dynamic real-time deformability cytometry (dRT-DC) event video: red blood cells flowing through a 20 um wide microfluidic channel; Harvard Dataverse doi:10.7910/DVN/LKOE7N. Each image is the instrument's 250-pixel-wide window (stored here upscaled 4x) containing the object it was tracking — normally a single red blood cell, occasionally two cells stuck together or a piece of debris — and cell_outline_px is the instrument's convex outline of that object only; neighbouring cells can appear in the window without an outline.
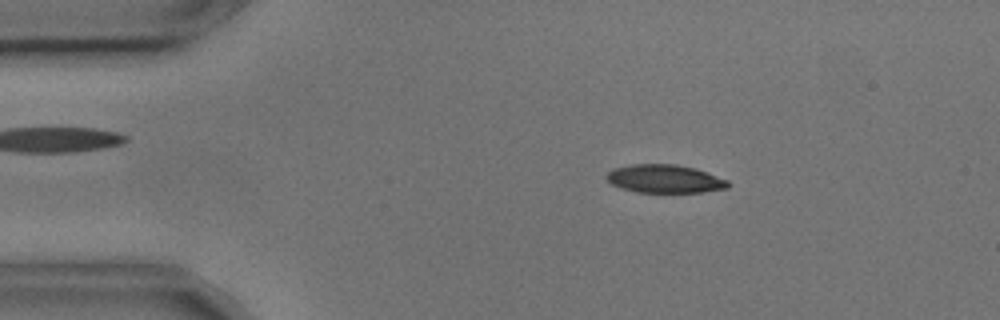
{"species": "common noctule bat (a hibernating species)", "species_latin": "Nyctalus noctula", "temperature_condition": "cold", "stored_images_in_passage": 54, "camera_frame_rate_fps": 3000, "um_per_image_px": 0.085, "animal": {"sex": "male", "body_mass_g": 17.9, "forearm_length_mm": 54.2}, "frame": {"image": 1, "passage_image": 8, "time_ms": 2.333, "image_size_px": [1000, 320], "cell_outline_px": [[732, 184], [728, 188], [700, 192], [636, 192], [620, 188], [612, 184], [604, 176], [612, 168], [632, 164], [676, 164], [696, 168], [728, 180]], "centroid_in_image_um": [56.5, 15.19], "position_along_channel_um": 28.5, "area_um2": 20.17}}
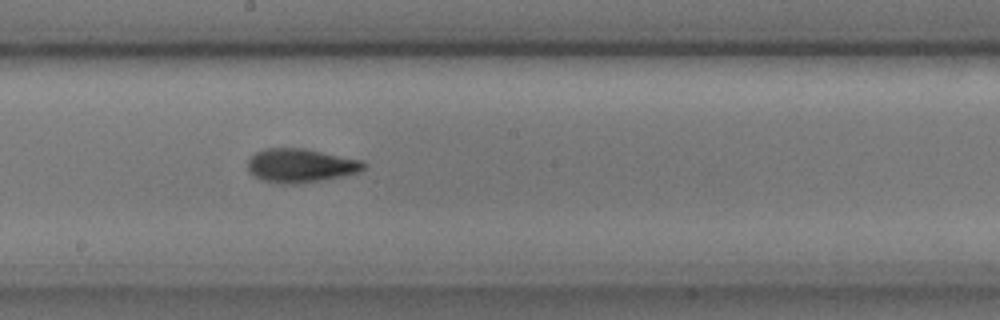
{"frame": {"image": 2, "passage_image": 28, "time_ms": 9.0, "image_size_px": [1000, 320], "cell_outline_px": [[368, 164], [360, 172], [344, 176], [320, 180], [292, 184], [284, 184], [264, 180], [252, 176], [248, 172], [248, 160], [256, 152], [268, 148], [304, 148], [360, 160]], "centroid_in_image_um": [25.55, 14.07], "position_along_channel_um": 222.7, "area_um2": 22.72}}
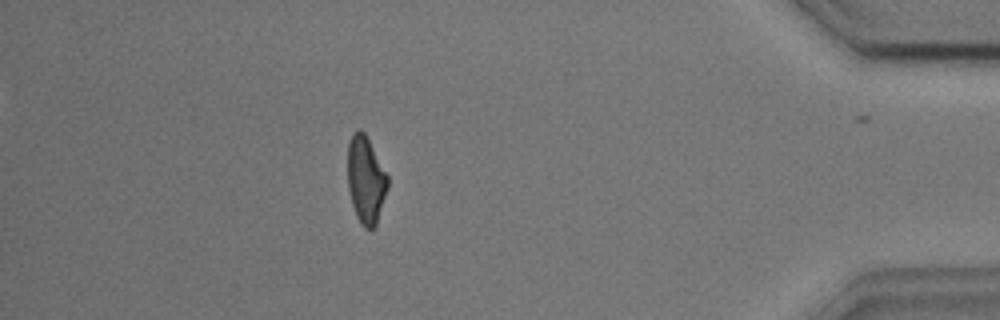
{"frame": {"image": 3, "passage_image": 47, "time_ms": 15.333, "image_size_px": [1000, 320], "cell_outline_px": [[388, 188], [376, 224], [372, 228], [364, 228], [360, 224], [356, 216], [352, 204], [348, 188], [348, 144], [352, 132], [360, 128], [364, 132], [388, 176]], "centroid_in_image_um": [31.08, 15.28], "position_along_channel_um": 404.1, "area_um2": 20.23}, "authors_computed_cell_mechanics": {"area_um2": 21.0681, "velocity_mm_per_s": 3.6278, "shape_relaxation_time_tau1_ms": 2.901, "shape_relaxation_time_tau2_ms": 3.5323, "deformation_change_tau1": 0.1394, "deformation_change_tau2": 0.1035}}